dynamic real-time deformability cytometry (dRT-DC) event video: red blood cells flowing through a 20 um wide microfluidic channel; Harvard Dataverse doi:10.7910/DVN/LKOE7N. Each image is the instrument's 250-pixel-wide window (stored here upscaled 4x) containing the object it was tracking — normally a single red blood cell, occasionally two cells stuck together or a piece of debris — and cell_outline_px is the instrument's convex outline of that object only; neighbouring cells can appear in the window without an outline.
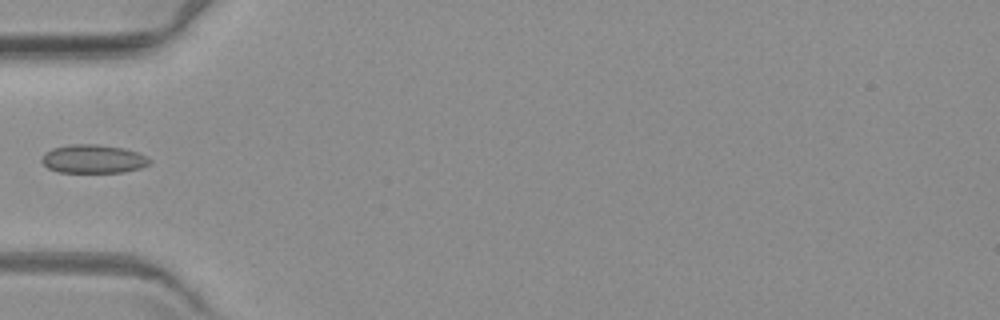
{"species": "common noctule bat (a hibernating species)", "species_latin": "Nyctalus noctula", "temperature_condition": "warm", "stored_images_in_passage": 6, "camera_frame_rate_fps": 3000, "um_per_image_px": 0.085, "animal": {"sex": "female", "body_mass_g": 19.3, "forearm_length_mm": 54.1}, "frame": {"image": 1, "passage_image": 4, "time_ms": 3.667, "image_size_px": [1000, 320], "cell_outline_px": [[152, 160], [148, 164], [140, 168], [124, 172], [56, 172], [48, 168], [40, 160], [44, 152], [52, 148], [68, 144], [96, 144], [124, 148], [136, 152]], "centroid_in_image_um": [7.87, 13.5], "position_along_channel_um": 77.1, "area_um2": 17.98}}
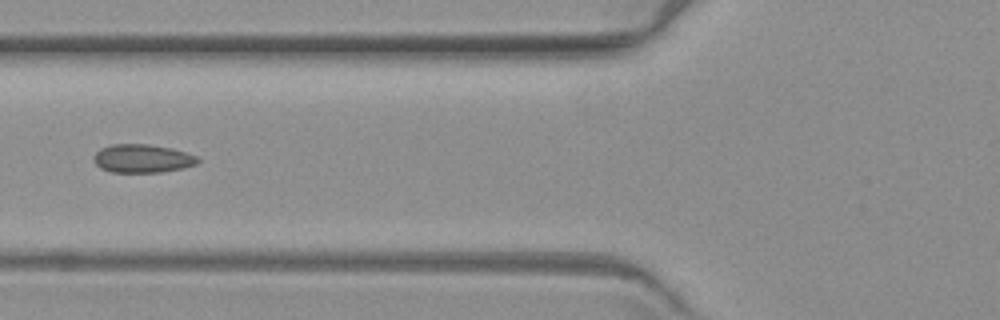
{"frame": {"image": 2, "passage_image": 5, "time_ms": 4.667, "image_size_px": [1000, 320], "cell_outline_px": [[200, 160], [196, 164], [184, 168], [160, 172], [112, 172], [100, 168], [92, 160], [92, 156], [100, 148], [112, 144], [148, 144], [172, 148], [196, 156]], "centroid_in_image_um": [12.07, 13.47], "position_along_channel_um": 113.7, "area_um2": 17.28}}
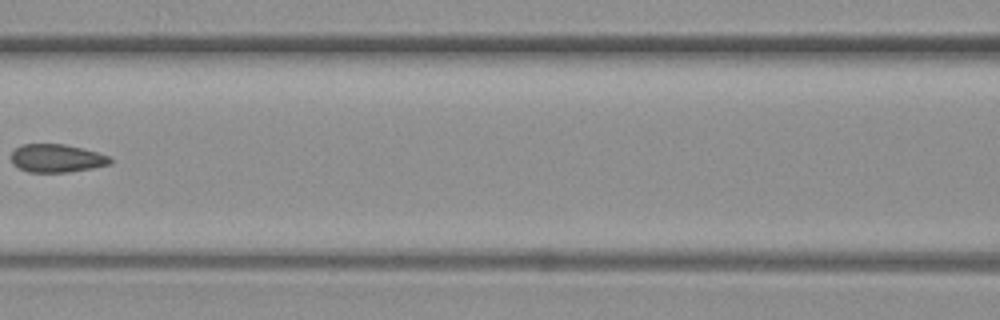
{"frame": {"image": 3, "passage_image": 6, "time_ms": 6.0, "image_size_px": [1000, 320], "cell_outline_px": [[112, 164], [92, 168], [68, 172], [28, 172], [12, 164], [12, 152], [16, 148], [24, 144], [64, 144], [84, 148], [112, 156]], "centroid_in_image_um": [4.88, 13.45], "position_along_channel_um": 161.7, "area_um2": 16.36}}